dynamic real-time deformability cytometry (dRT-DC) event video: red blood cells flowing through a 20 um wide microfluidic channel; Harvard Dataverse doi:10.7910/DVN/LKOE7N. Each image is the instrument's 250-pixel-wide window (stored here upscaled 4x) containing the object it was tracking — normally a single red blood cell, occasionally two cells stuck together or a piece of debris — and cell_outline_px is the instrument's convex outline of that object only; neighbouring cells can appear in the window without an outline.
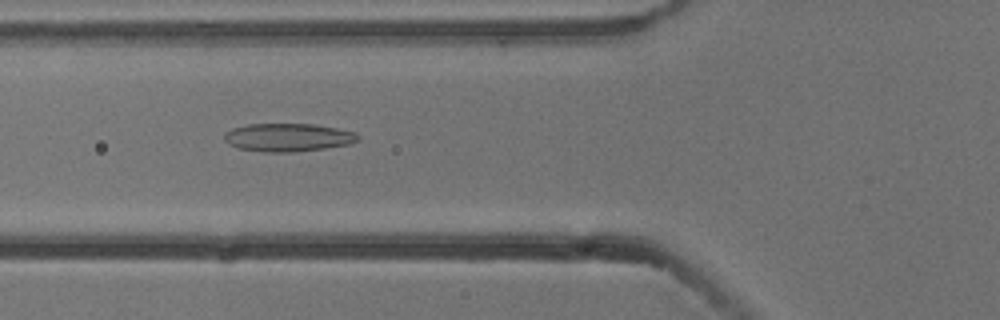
{"species": "common noctule bat (a hibernating species)", "species_latin": "Nyctalus noctula", "temperature_condition": "cold", "stored_images_in_passage": 6, "camera_frame_rate_fps": 3000, "um_per_image_px": 0.085, "animal": {"sex": "male", "body_mass_g": 13.3}, "frame": {"image": 1, "passage_image": 5, "time_ms": 1.333, "image_size_px": [1000, 320], "cell_outline_px": [[360, 140], [348, 144], [324, 148], [292, 152], [264, 152], [236, 148], [228, 144], [224, 140], [224, 132], [232, 128], [248, 124], [316, 124], [356, 132], [360, 136]], "centroid_in_image_um": [24.45, 11.68], "position_along_channel_um": 101.3, "area_um2": 22.08}}
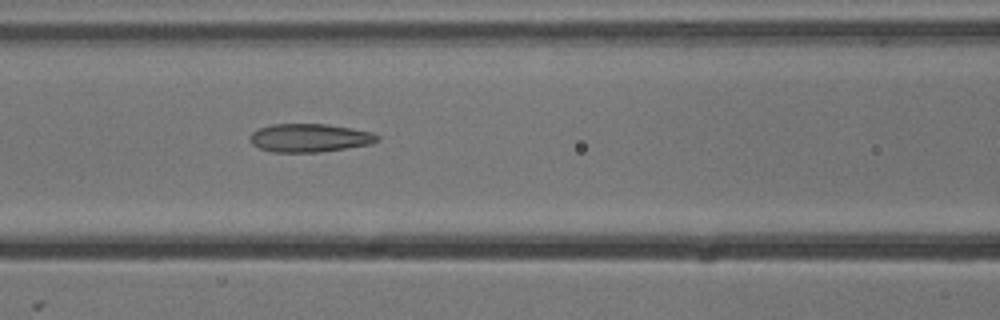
{"frame": {"image": 2, "passage_image": 6, "time_ms": 1.667, "image_size_px": [1000, 320], "cell_outline_px": [[380, 140], [372, 144], [320, 152], [272, 152], [260, 148], [252, 144], [252, 132], [260, 128], [272, 124], [328, 124], [352, 128], [372, 132], [380, 136]], "centroid_in_image_um": [26.38, 11.72], "position_along_channel_um": 140.2, "area_um2": 20.98}}